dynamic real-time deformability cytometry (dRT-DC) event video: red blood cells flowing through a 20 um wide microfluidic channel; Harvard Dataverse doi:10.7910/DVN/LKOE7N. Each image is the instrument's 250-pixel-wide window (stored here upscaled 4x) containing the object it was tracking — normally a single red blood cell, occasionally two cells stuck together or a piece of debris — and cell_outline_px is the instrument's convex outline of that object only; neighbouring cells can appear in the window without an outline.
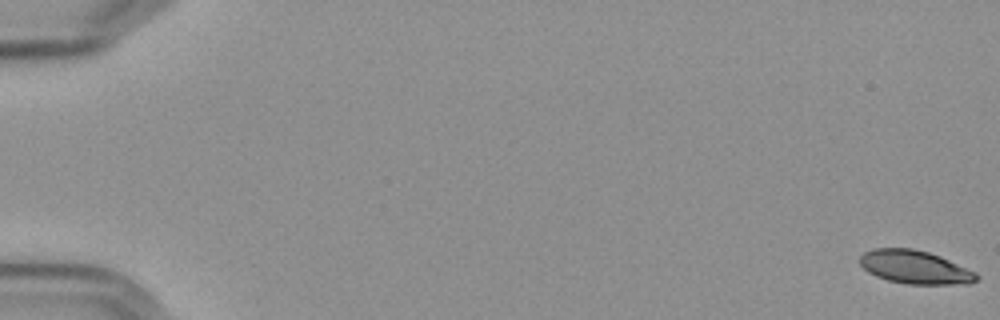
{"species": "Egyptian fruit bat (a non-hibernating species)", "species_latin": "Rousettus aegyptiacus", "temperature_condition": "cold", "stored_images_in_passage": 59, "segment_of_instrument_passage": [1, 2], "camera_frame_rate_fps": 3000, "um_per_image_px": 0.085, "frame": {"image": 1, "passage_image": 1, "time_ms": 0.0, "image_size_px": [1000, 320], "cell_outline_px": [[980, 276], [976, 280], [968, 284], [908, 284], [888, 280], [876, 276], [868, 272], [860, 264], [860, 256], [864, 252], [872, 248], [912, 248], [928, 252], [940, 256], [976, 272]], "centroid_in_image_um": [77.77, 22.7], "position_along_channel_um": 7.2, "area_um2": 22.66}}
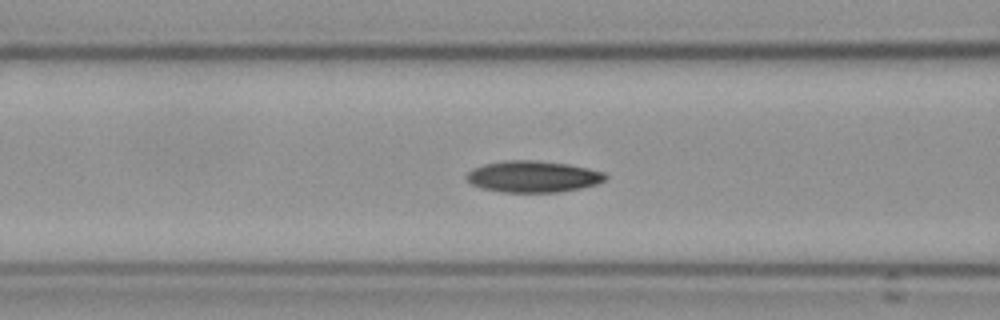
{"frame": {"image": 2, "passage_image": 25, "time_ms": 8.0, "image_size_px": [1000, 320], "cell_outline_px": [[608, 176], [604, 180], [596, 184], [580, 188], [560, 192], [504, 192], [480, 188], [464, 180], [464, 176], [472, 168], [484, 164], [508, 160], [536, 160], [568, 164], [588, 168], [604, 172]], "centroid_in_image_um": [45.27, 15.01], "position_along_channel_um": 121.3, "area_um2": 25.61}}
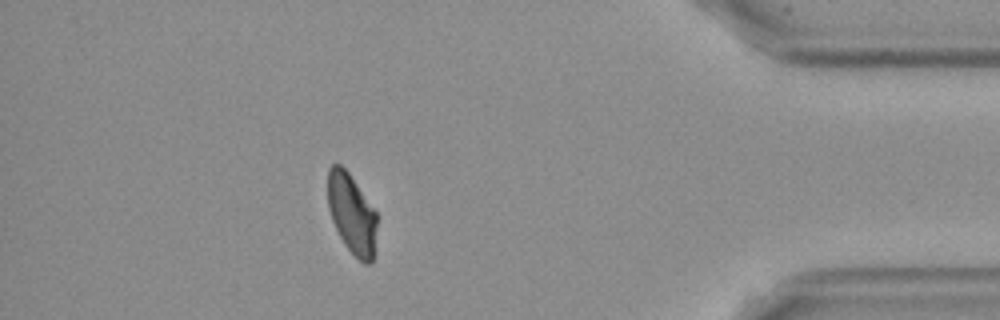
{"frame": {"image": 3, "passage_image": 52, "time_ms": 17.0, "image_size_px": [1000, 320], "cell_outline_px": [[376, 224], [372, 264], [364, 264], [344, 244], [332, 220], [328, 208], [328, 168], [332, 164], [340, 164], [348, 172], [376, 212]], "centroid_in_image_um": [29.88, 18.16], "position_along_channel_um": 405.3, "area_um2": 22.48}}